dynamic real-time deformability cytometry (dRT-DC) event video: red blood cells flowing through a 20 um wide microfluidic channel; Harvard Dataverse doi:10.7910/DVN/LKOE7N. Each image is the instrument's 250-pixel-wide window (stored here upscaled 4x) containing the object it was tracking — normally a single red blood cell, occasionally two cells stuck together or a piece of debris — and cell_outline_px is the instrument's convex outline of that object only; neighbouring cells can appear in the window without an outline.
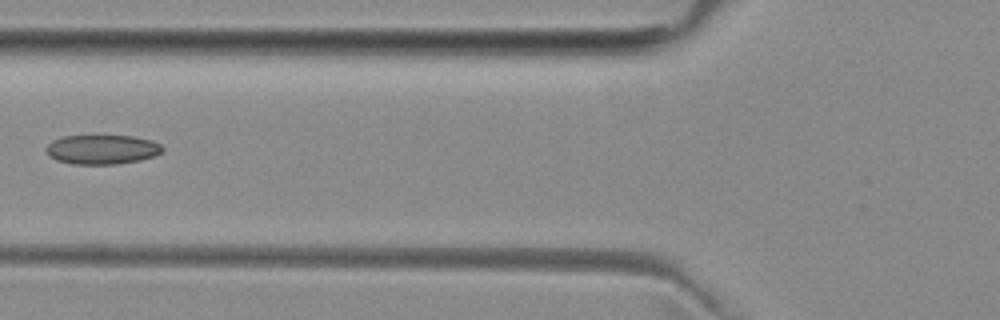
{"species": "common noctule bat (a hibernating species)", "species_latin": "Nyctalus noctula", "temperature_condition": "room temperature", "stored_images_in_passage": 7, "camera_frame_rate_fps": 3000, "um_per_image_px": 0.085, "animal": {"sex": "female", "body_mass_g": 29.2, "forearm_length_mm": 56.3}, "frame": {"image": 1, "passage_image": 6, "time_ms": 6.0, "image_size_px": [1000, 320], "cell_outline_px": [[164, 148], [160, 152], [152, 156], [140, 160], [116, 164], [72, 164], [56, 160], [48, 156], [44, 148], [52, 140], [64, 136], [136, 136], [152, 140], [160, 144]], "centroid_in_image_um": [8.64, 12.7], "position_along_channel_um": 117.2, "area_um2": 20.0}}
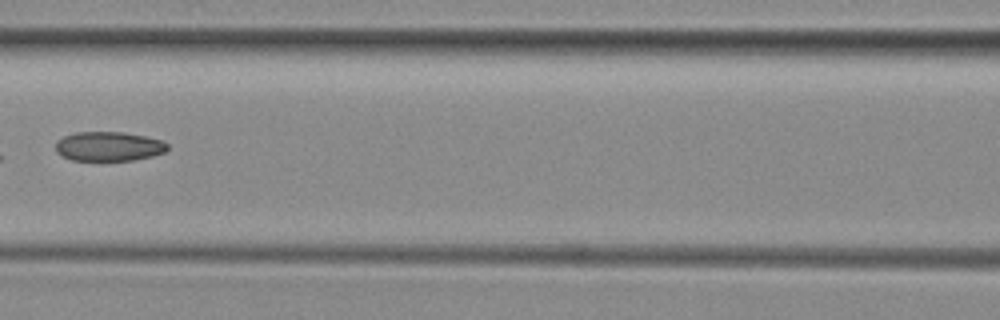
{"frame": {"image": 2, "passage_image": 7, "time_ms": 7.0, "image_size_px": [1000, 320], "cell_outline_px": [[168, 148], [164, 152], [152, 156], [132, 160], [72, 160], [56, 152], [56, 140], [64, 136], [76, 132], [124, 132], [144, 136], [160, 140], [168, 144]], "centroid_in_image_um": [9.22, 12.43], "position_along_channel_um": 157.4, "area_um2": 19.02}}